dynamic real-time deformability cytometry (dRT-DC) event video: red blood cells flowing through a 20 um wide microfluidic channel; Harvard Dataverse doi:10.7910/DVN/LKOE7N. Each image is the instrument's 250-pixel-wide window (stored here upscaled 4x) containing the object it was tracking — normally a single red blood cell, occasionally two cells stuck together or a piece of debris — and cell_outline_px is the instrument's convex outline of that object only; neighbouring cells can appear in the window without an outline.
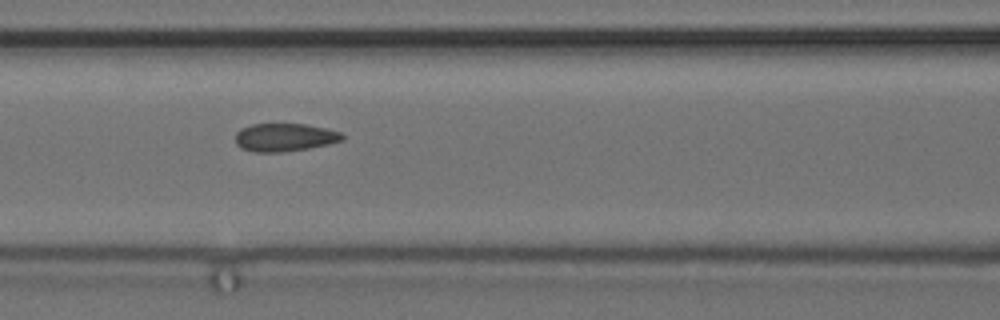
{"species": "common noctule bat (a hibernating species)", "species_latin": "Nyctalus noctula", "temperature_condition": "cold", "stored_images_in_passage": 17, "camera_frame_rate_fps": 3000, "um_per_image_px": 0.085, "animal": {"sex": "female", "body_mass_g": 24.6, "forearm_length_mm": 56.2}, "frame": {"image": 1, "passage_image": 8, "time_ms": 2.333, "image_size_px": [1000, 320], "cell_outline_px": [[344, 140], [328, 144], [308, 148], [280, 152], [252, 152], [240, 148], [236, 144], [236, 132], [240, 128], [252, 124], [304, 124], [328, 128], [340, 132], [344, 136]], "centroid_in_image_um": [24.18, 11.67], "position_along_channel_um": 142.4, "area_um2": 17.57}}
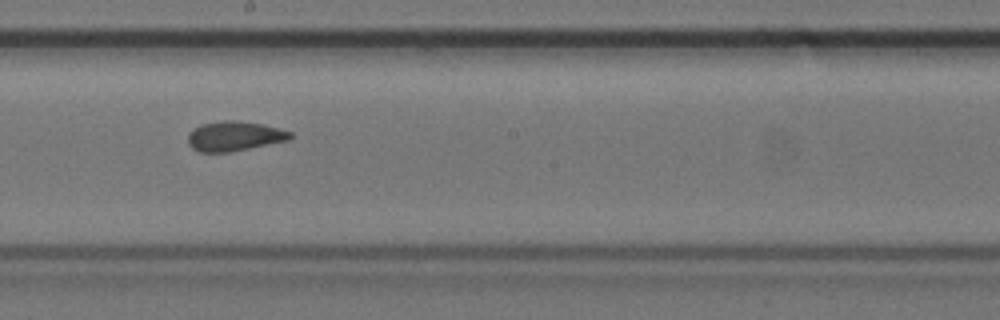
{"frame": {"image": 2, "passage_image": 10, "time_ms": 3.0, "image_size_px": [1000, 320], "cell_outline_px": [[292, 136], [288, 140], [232, 152], [200, 152], [192, 148], [188, 144], [188, 132], [204, 124], [224, 120], [236, 120], [260, 124], [292, 132]], "centroid_in_image_um": [19.9, 11.58], "position_along_channel_um": 228.3, "area_um2": 17.51}}
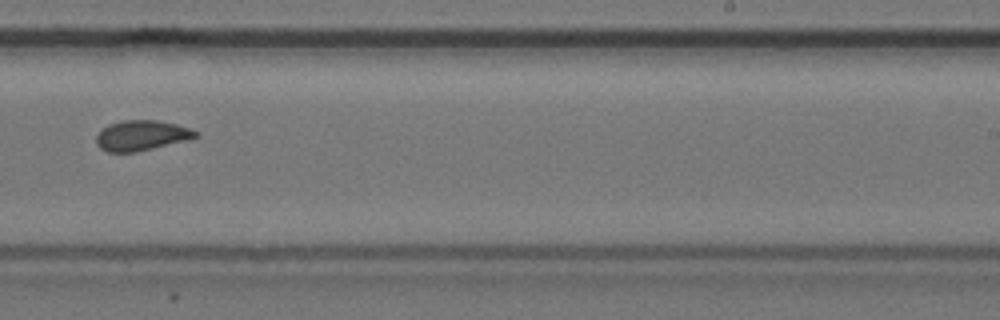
{"frame": {"image": 3, "passage_image": 11, "time_ms": 3.333, "image_size_px": [1000, 320], "cell_outline_px": [[200, 136], [188, 140], [136, 152], [108, 152], [100, 148], [96, 144], [96, 136], [108, 124], [120, 120], [156, 120], [176, 124], [200, 132]], "centroid_in_image_um": [12.05, 11.51], "position_along_channel_um": 277.0, "area_um2": 17.57}}